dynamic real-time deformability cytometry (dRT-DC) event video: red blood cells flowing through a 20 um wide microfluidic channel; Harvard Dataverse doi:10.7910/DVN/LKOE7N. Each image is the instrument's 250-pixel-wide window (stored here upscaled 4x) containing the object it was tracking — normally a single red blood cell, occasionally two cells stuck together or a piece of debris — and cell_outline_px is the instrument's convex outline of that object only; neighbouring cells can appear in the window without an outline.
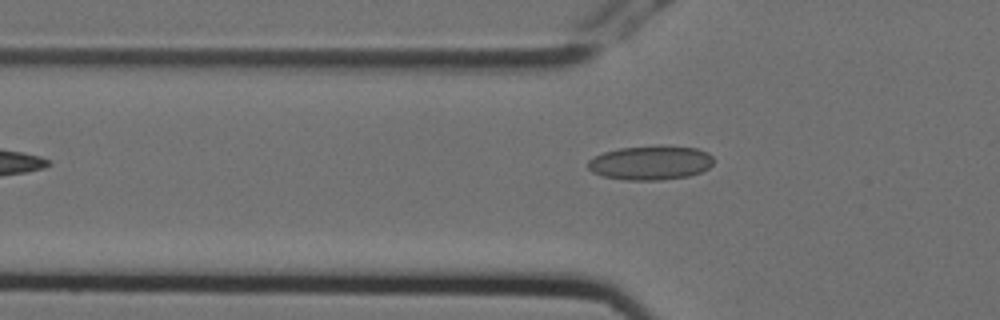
{"species": "Egyptian fruit bat (a non-hibernating species)", "species_latin": "Rousettus aegyptiacus", "temperature_condition": "cold", "stored_images_in_passage": 5, "camera_frame_rate_fps": 3000, "um_per_image_px": 0.085, "animal": {"sex": "female"}, "frame": {"image": 1, "passage_image": 5, "time_ms": 1.333, "image_size_px": [1000, 320], "cell_outline_px": [[712, 164], [708, 168], [700, 172], [688, 176], [660, 180], [628, 180], [604, 176], [592, 172], [588, 168], [588, 160], [604, 152], [620, 148], [696, 148], [708, 152], [712, 156]], "centroid_in_image_um": [55.28, 13.87], "position_along_channel_um": 70.5, "area_um2": 24.1}}